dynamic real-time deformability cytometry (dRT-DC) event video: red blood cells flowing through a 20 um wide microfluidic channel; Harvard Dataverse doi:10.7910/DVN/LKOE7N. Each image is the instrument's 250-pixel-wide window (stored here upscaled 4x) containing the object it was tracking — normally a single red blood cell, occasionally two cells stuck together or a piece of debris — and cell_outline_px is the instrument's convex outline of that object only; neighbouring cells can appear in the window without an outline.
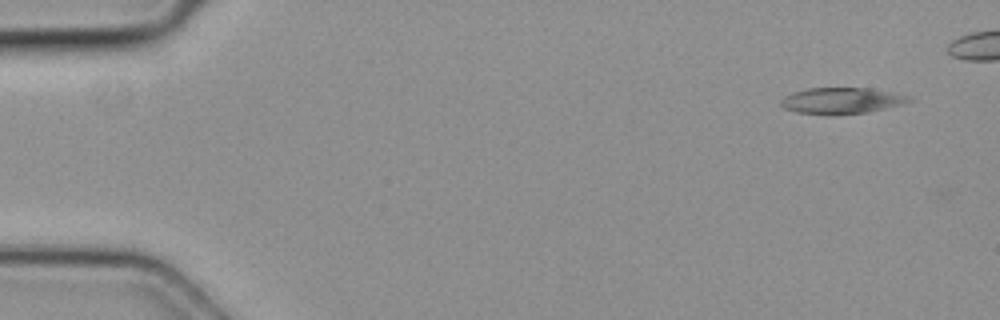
{"species": "common noctule bat (a hibernating species)", "species_latin": "Nyctalus noctula", "temperature_condition": "cold", "stored_images_in_passage": 3, "camera_frame_rate_fps": 3000, "um_per_image_px": 0.085, "animal": {"sex": "female", "body_mass_g": 19.3, "forearm_length_mm": 54.1}, "frame": {"image": 1, "passage_image": 1, "time_ms": 0.0, "image_size_px": [1000, 320], "cell_outline_px": [[912, 100], [904, 104], [868, 112], [832, 116], [796, 112], [784, 108], [780, 104], [780, 100], [784, 96], [792, 92], [808, 88], [868, 88], [892, 92], [908, 96]], "centroid_in_image_um": [71.49, 8.57], "position_along_channel_um": 13.5, "area_um2": 19.77}}